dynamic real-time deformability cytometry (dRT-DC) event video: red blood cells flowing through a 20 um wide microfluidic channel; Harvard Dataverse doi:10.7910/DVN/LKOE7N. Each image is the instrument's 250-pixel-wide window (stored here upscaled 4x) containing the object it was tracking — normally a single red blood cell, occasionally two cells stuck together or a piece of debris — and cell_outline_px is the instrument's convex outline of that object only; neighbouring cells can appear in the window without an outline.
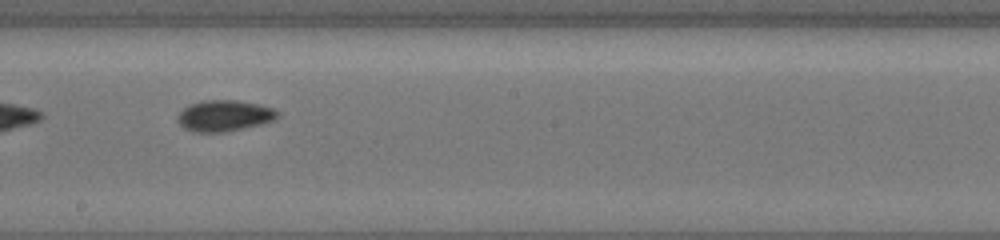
{"species": "common noctule bat (a hibernating species)", "species_latin": "Nyctalus noctula", "temperature_condition": "cold", "stored_images_in_passage": 34, "segment_of_instrument_passage": [2, 2], "camera_frame_rate_fps": 3000, "um_per_image_px": 0.085, "animal": {"sex": "female", "body_mass_g": 19.5, "forearm_length_mm": 54.1}, "frame": {"image": 1, "passage_image": 19, "time_ms": 6.0, "image_size_px": [1000, 240], "cell_outline_px": [[280, 112], [272, 120], [260, 124], [224, 132], [196, 132], [184, 128], [180, 124], [180, 112], [184, 108], [192, 104], [204, 100], [236, 100], [260, 104], [272, 108]], "centroid_in_image_um": [19.09, 9.83], "position_along_channel_um": 229.1, "area_um2": 17.69}}
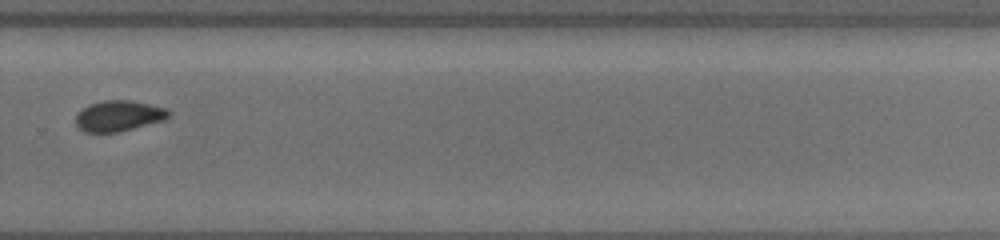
{"frame": {"image": 2, "passage_image": 24, "time_ms": 7.667, "image_size_px": [1000, 240], "cell_outline_px": [[172, 112], [164, 120], [120, 132], [84, 132], [76, 128], [76, 112], [88, 104], [104, 100], [132, 100], [168, 108]], "centroid_in_image_um": [10.07, 9.84], "position_along_channel_um": 319.7, "area_um2": 16.99}}